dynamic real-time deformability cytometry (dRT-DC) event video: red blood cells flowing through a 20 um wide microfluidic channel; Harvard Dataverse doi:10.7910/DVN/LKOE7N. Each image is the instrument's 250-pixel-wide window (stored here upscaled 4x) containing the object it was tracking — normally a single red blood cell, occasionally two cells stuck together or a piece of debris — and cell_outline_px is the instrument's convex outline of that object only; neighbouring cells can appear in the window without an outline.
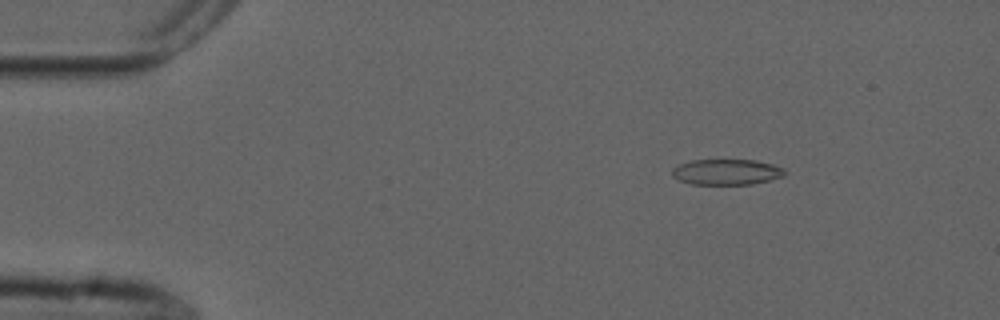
{"species": "common noctule bat (a hibernating species)", "species_latin": "Nyctalus noctula", "temperature_condition": "cold", "stored_images_in_passage": 56, "camera_frame_rate_fps": 3000, "um_per_image_px": 0.085, "animal": {"sex": "male", "forearm_length_mm": 52.5}, "frame": {"image": 1, "passage_image": 8, "time_ms": 2.333, "image_size_px": [1000, 320], "cell_outline_px": [[784, 176], [752, 184], [692, 184], [680, 180], [672, 176], [672, 168], [680, 164], [692, 160], [756, 160], [772, 164], [784, 168]], "centroid_in_image_um": [61.75, 14.61], "position_along_channel_um": 23.3, "area_um2": 16.7}}
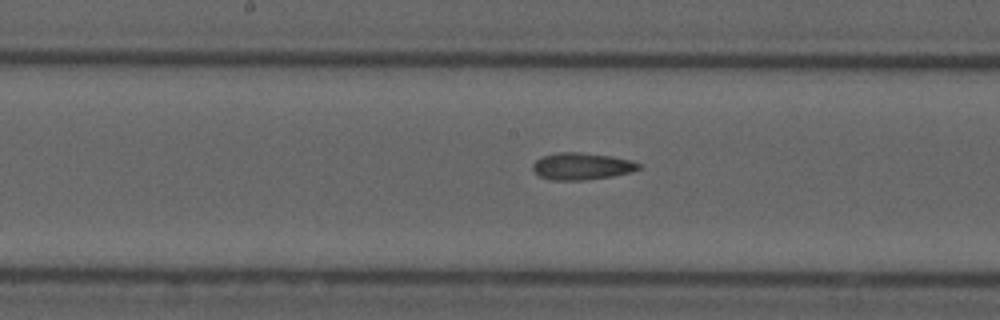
{"frame": {"image": 2, "passage_image": 28, "time_ms": 9.0, "image_size_px": [1000, 320], "cell_outline_px": [[644, 168], [632, 172], [612, 176], [584, 180], [552, 180], [540, 176], [532, 168], [532, 164], [540, 156], [556, 152], [580, 152], [612, 156], [632, 160], [640, 164]], "centroid_in_image_um": [49.48, 14.12], "position_along_channel_um": 198.7, "area_um2": 16.88}}
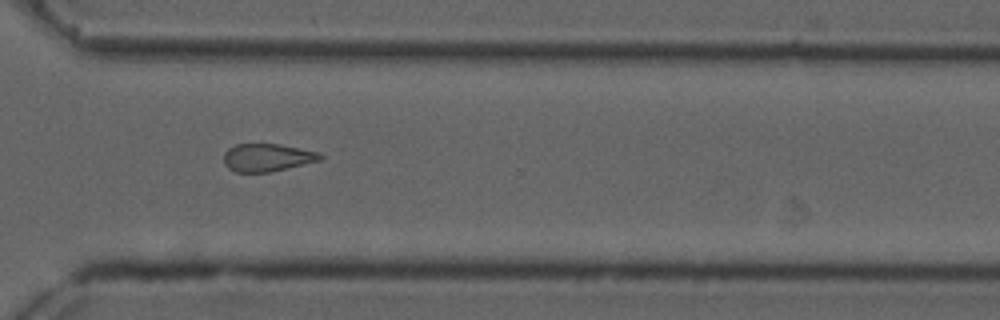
{"frame": {"image": 3, "passage_image": 40, "time_ms": 13.0, "image_size_px": [1000, 320], "cell_outline_px": [[324, 156], [320, 160], [268, 172], [236, 172], [228, 168], [224, 164], [224, 152], [228, 148], [236, 144], [280, 144], [316, 152]], "centroid_in_image_um": [22.65, 13.38], "position_along_channel_um": 347.9, "area_um2": 15.37}, "authors_computed_cell_mechanics": {"area_um2": 16.8487, "velocity_mm_per_s": 3.737, "shape_relaxation_time_tau1_ms": null, "shape_relaxation_time_tau2_ms": 9.6862, "deformation_change_tau1": null, "deformation_change_tau2": 0.2053}}